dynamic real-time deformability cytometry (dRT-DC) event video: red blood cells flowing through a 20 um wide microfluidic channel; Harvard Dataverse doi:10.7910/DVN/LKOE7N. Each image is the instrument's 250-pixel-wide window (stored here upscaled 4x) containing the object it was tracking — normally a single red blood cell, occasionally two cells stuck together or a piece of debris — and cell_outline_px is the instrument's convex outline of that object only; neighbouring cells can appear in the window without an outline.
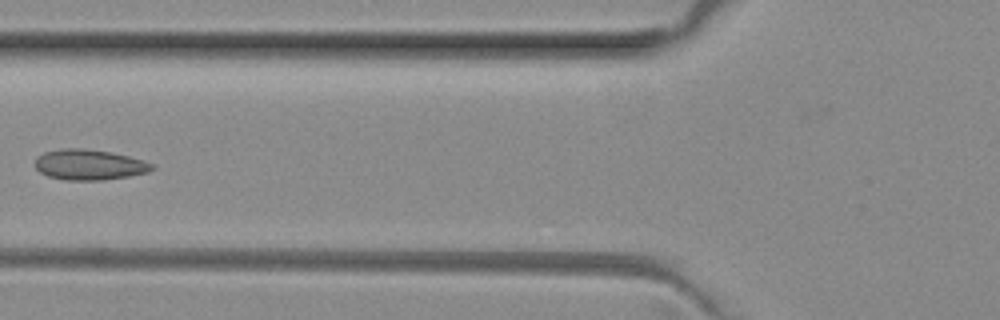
{"species": "common noctule bat (a hibernating species)", "species_latin": "Nyctalus noctula", "temperature_condition": "room temperature", "stored_images_in_passage": 5, "camera_frame_rate_fps": 3000, "um_per_image_px": 0.085, "animal": {"sex": "female", "body_mass_g": 29.2, "forearm_length_mm": 56.3}, "frame": {"image": 1, "passage_image": 5, "time_ms": 1.333, "image_size_px": [1000, 320], "cell_outline_px": [[156, 168], [148, 172], [128, 176], [104, 180], [64, 180], [48, 176], [40, 172], [36, 168], [36, 156], [44, 152], [64, 148], [80, 148], [108, 152], [128, 156], [144, 160], [156, 164]], "centroid_in_image_um": [7.61, 14.0], "position_along_channel_um": 118.2, "area_um2": 20.81}}